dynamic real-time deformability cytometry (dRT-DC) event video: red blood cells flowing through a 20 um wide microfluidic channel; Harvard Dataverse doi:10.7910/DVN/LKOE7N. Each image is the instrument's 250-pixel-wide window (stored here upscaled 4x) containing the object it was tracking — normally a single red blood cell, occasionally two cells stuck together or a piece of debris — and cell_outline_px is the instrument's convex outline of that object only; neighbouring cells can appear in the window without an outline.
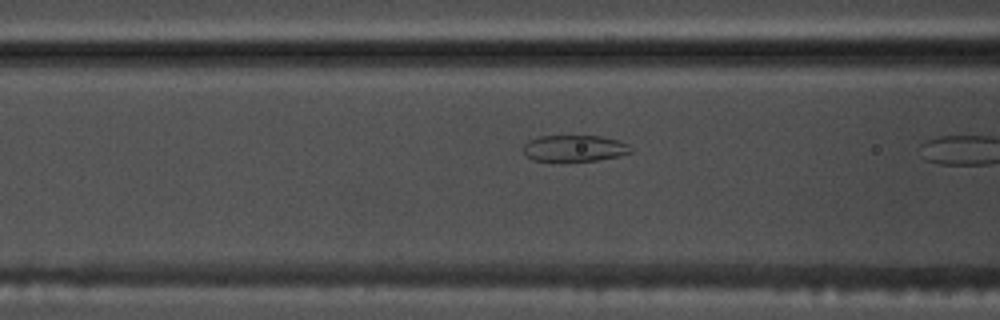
{"species": "common noctule bat (a hibernating species)", "species_latin": "Nyctalus noctula", "temperature_condition": "warm", "stored_images_in_passage": 10, "camera_frame_rate_fps": 3000, "um_per_image_px": 0.085, "animal": {"sex": "male", "body_mass_g": 17.5, "forearm_length_mm": 52.3}, "frame": {"image": 1, "passage_image": 9, "time_ms": 2.667, "image_size_px": [1000, 320], "cell_outline_px": [[632, 152], [616, 156], [596, 160], [532, 160], [520, 148], [528, 140], [540, 136], [600, 136], [620, 140], [628, 144], [632, 148]], "centroid_in_image_um": [48.82, 12.58], "position_along_channel_um": 117.8, "area_um2": 16.36}}